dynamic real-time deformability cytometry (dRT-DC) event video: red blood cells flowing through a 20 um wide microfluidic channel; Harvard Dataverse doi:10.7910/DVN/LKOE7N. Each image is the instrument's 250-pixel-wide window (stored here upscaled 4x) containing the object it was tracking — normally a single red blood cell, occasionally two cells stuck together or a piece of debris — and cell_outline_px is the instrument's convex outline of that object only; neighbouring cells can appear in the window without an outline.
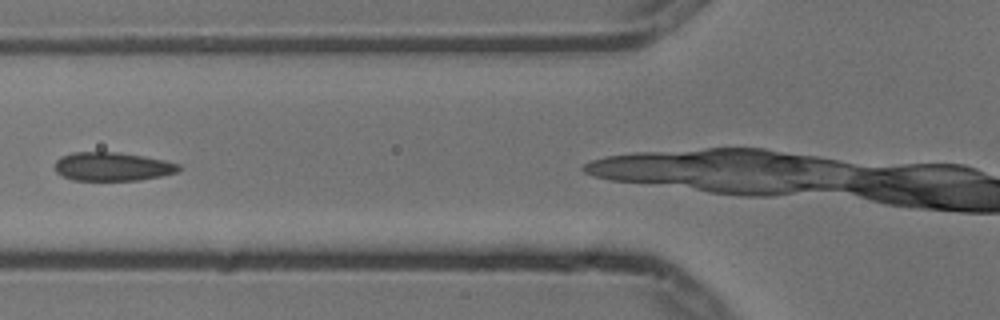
{"species": "common noctule bat (a hibernating species)", "species_latin": "Nyctalus noctula", "temperature_condition": "cold", "stored_images_in_passage": 3, "camera_frame_rate_fps": 3000, "um_per_image_px": 0.085, "animal": {"sex": "male", "body_mass_g": 13.3}, "frame": {"image": 1, "passage_image": 2, "time_ms": 0.333, "image_size_px": [1000, 320], "cell_outline_px": [[184, 168], [180, 172], [140, 180], [72, 180], [56, 172], [56, 160], [60, 156], [72, 152], [116, 152], [144, 156], [164, 160], [180, 164]], "centroid_in_image_um": [9.6, 14.15], "position_along_channel_um": 116.2, "area_um2": 20.81}}